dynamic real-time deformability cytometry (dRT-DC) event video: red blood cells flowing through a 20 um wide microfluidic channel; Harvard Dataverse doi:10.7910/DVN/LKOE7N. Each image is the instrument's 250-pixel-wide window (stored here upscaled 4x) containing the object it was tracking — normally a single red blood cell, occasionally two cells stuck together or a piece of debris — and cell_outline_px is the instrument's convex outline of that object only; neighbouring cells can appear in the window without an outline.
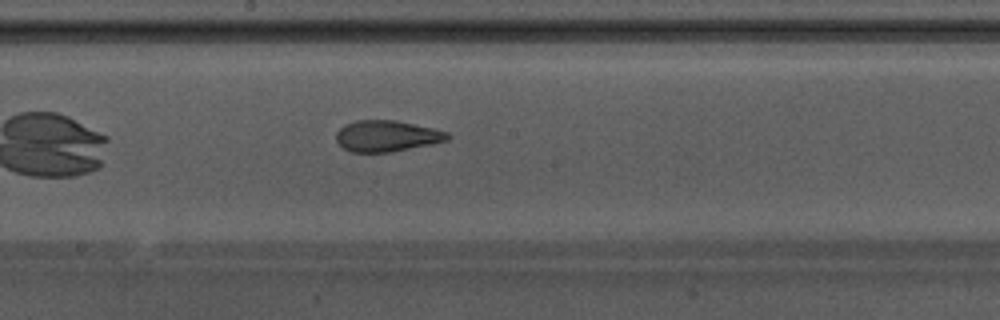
{"species": "Egyptian fruit bat (a non-hibernating species)", "species_latin": "Rousettus aegyptiacus", "temperature_condition": "warm", "stored_images_in_passage": 27, "camera_frame_rate_fps": 3000, "um_per_image_px": 0.085, "animal": {"sex": "male"}, "frame": {"image": 1, "passage_image": 12, "time_ms": 3.667, "image_size_px": [1000, 320], "cell_outline_px": [[452, 136], [448, 140], [432, 144], [388, 152], [352, 152], [344, 148], [336, 140], [336, 132], [344, 124], [356, 120], [396, 120], [432, 128], [448, 132]], "centroid_in_image_um": [32.88, 11.55], "position_along_channel_um": 215.3, "area_um2": 20.17}}